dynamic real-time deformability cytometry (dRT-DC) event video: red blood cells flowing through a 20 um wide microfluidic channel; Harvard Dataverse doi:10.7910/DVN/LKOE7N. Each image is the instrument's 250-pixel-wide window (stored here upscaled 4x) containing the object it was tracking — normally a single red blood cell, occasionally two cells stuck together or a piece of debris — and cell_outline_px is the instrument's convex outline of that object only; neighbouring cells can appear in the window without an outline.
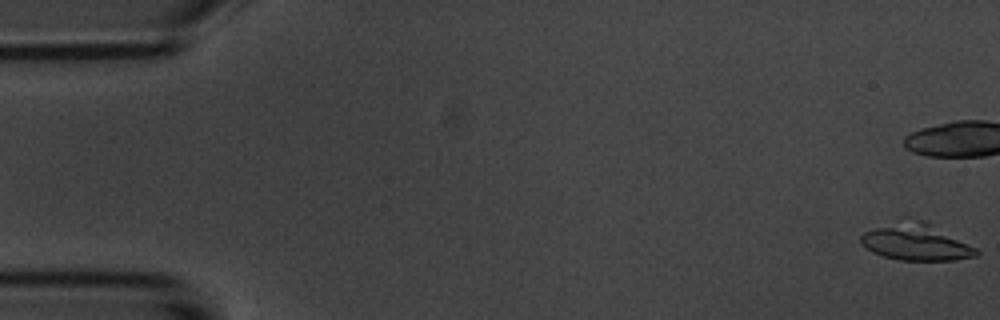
{"species": "common noctule bat (a hibernating species)", "species_latin": "Nyctalus noctula", "temperature_condition": "room temperature", "stored_images_in_passage": 55, "camera_frame_rate_fps": 3000, "um_per_image_px": 0.085, "animal": {"sex": "male", "body_mass_g": 20.1, "forearm_length_mm": 53.5}, "frame": {"image": 1, "passage_image": 1, "time_ms": 0.0, "image_size_px": [1000, 320], "cell_outline_px": [[980, 252], [976, 256], [952, 260], [900, 260], [884, 256], [872, 252], [860, 244], [860, 236], [864, 232], [904, 216], [908, 216], [928, 220], [976, 248]], "centroid_in_image_um": [77.84, 20.51], "position_along_channel_um": 7.2, "area_um2": 25.49}, "authors_computed_cell_mechanics": {"area_um2": 22.5998, "velocity_mm_per_s": 3.705, "shape_relaxation_time_tau1_ms": 2.0887, "shape_relaxation_time_tau2_ms": 1.6247, "deformation_change_tau1": 0.0869, "deformation_change_tau2": 0.0405}}